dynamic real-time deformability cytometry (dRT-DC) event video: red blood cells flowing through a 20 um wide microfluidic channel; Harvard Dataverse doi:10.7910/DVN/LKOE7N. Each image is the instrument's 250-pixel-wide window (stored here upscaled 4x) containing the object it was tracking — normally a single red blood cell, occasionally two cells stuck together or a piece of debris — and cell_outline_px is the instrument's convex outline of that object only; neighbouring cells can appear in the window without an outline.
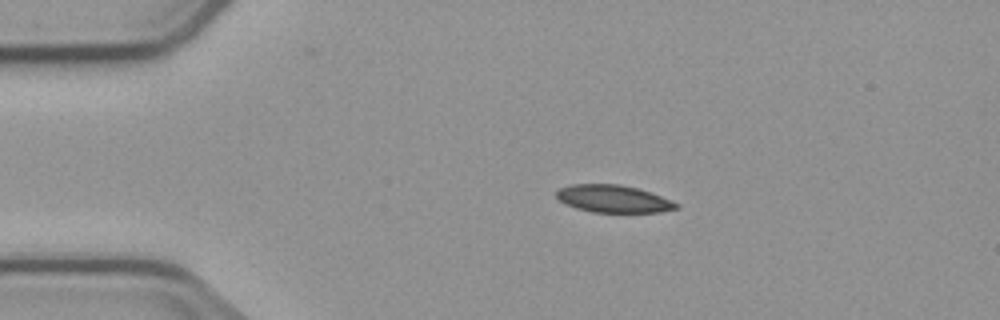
{"species": "common noctule bat (a hibernating species)", "species_latin": "Nyctalus noctula", "temperature_condition": "cold", "stored_images_in_passage": 4, "camera_frame_rate_fps": 3000, "um_per_image_px": 0.085, "animal": {"sex": "male", "body_mass_g": 23.1, "forearm_length_mm": 52.7}, "frame": {"image": 1, "passage_image": 3, "time_ms": 2.333, "image_size_px": [1000, 320], "cell_outline_px": [[680, 208], [660, 212], [592, 212], [576, 208], [560, 200], [556, 196], [556, 192], [560, 188], [572, 184], [620, 184], [636, 188], [660, 196], [680, 204]], "centroid_in_image_um": [52.15, 16.9], "position_along_channel_um": 32.9, "area_um2": 18.96}}